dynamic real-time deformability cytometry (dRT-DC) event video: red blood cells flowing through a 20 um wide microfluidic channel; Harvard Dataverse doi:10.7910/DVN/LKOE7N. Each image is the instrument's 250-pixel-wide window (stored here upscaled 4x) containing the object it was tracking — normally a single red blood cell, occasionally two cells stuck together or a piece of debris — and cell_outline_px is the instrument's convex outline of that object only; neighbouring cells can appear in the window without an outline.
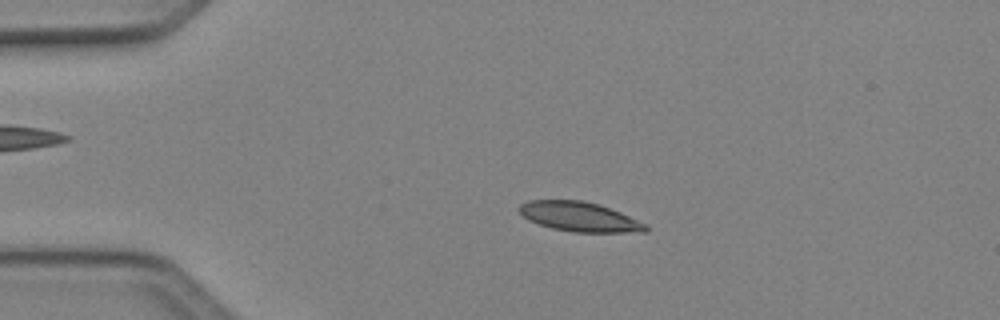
{"species": "Egyptian fruit bat (a non-hibernating species)", "species_latin": "Rousettus aegyptiacus", "temperature_condition": "cold", "stored_images_in_passage": 42, "camera_frame_rate_fps": 3000, "um_per_image_px": 0.085, "animal": {"sex": "female"}, "frame": {"image": 1, "passage_image": 3, "time_ms": 0.667, "image_size_px": [1000, 320], "cell_outline_px": [[648, 232], [572, 232], [552, 228], [528, 220], [516, 208], [520, 204], [528, 200], [584, 200], [620, 212], [648, 224]], "centroid_in_image_um": [49.25, 18.42], "position_along_channel_um": 35.7, "area_um2": 21.79}}
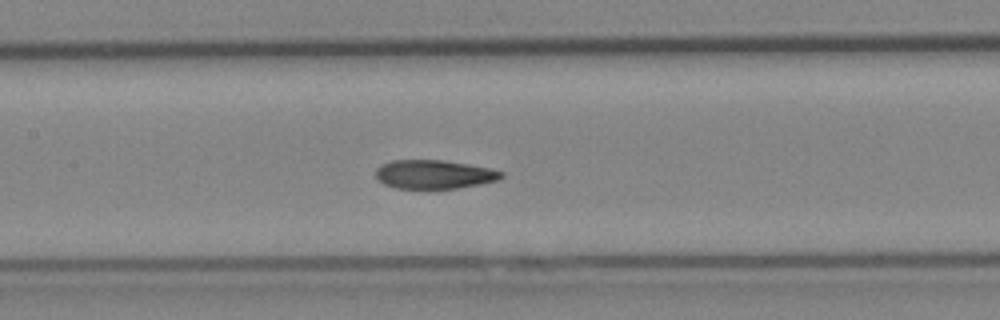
{"frame": {"image": 2, "passage_image": 16, "time_ms": 5.0, "image_size_px": [1000, 320], "cell_outline_px": [[504, 176], [496, 180], [480, 184], [456, 188], [396, 188], [384, 184], [376, 176], [376, 168], [380, 164], [392, 160], [440, 160], [468, 164], [488, 168], [504, 172]], "centroid_in_image_um": [36.87, 14.81], "position_along_channel_um": 170.5, "area_um2": 20.87}}
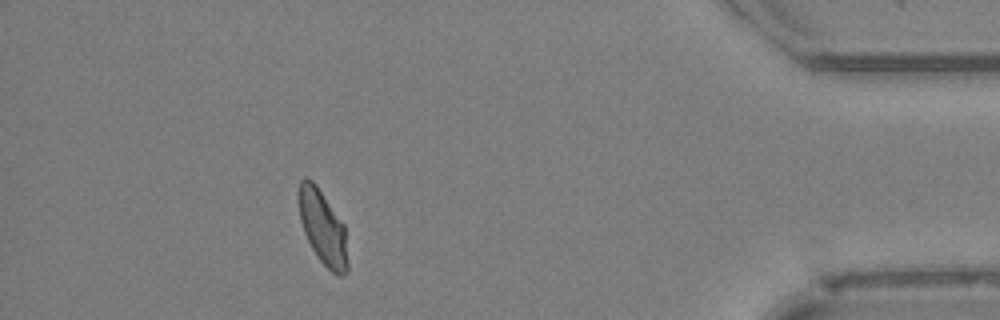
{"frame": {"image": 3, "passage_image": 37, "time_ms": 12.0, "image_size_px": [1000, 320], "cell_outline_px": [[348, 272], [344, 276], [336, 276], [320, 260], [312, 248], [304, 232], [300, 220], [296, 196], [300, 180], [304, 176], [312, 180], [316, 184], [344, 224], [348, 260]], "centroid_in_image_um": [27.42, 19.32], "position_along_channel_um": 407.8, "area_um2": 21.56}, "authors_computed_cell_mechanics": {"area_um2": 21.8195, "velocity_mm_per_s": 4.0837, "shape_relaxation_time_tau1_ms": 5.2316, "shape_relaxation_time_tau2_ms": 2.5732, "deformation_change_tau1": 0.1436, "deformation_change_tau2": 0.0481}}